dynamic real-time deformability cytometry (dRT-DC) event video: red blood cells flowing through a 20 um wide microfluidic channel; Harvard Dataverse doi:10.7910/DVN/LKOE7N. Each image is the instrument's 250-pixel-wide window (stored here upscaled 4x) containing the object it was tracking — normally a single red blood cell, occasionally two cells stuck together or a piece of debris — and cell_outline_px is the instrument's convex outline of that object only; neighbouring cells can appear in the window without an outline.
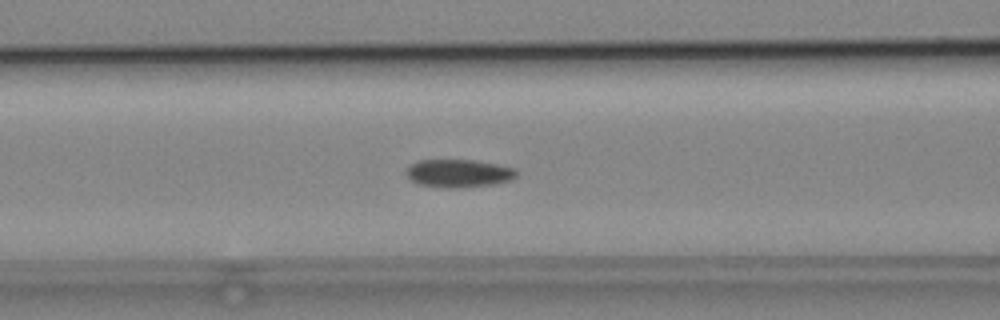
{"species": "common noctule bat (a hibernating species)", "species_latin": "Nyctalus noctula", "temperature_condition": "cold", "stored_images_in_passage": 32, "camera_frame_rate_fps": 3000, "um_per_image_px": 0.085, "animal": {"sex": "male", "body_mass_g": 19.2, "forearm_length_mm": 51.8}, "frame": {"image": 1, "passage_image": 14, "time_ms": 4.333, "image_size_px": [1000, 320], "cell_outline_px": [[516, 176], [512, 180], [492, 184], [460, 188], [448, 188], [420, 184], [412, 180], [408, 176], [408, 168], [412, 164], [420, 160], [472, 160], [496, 164], [516, 168]], "centroid_in_image_um": [39.04, 14.73], "position_along_channel_um": 127.6, "area_um2": 17.69}}
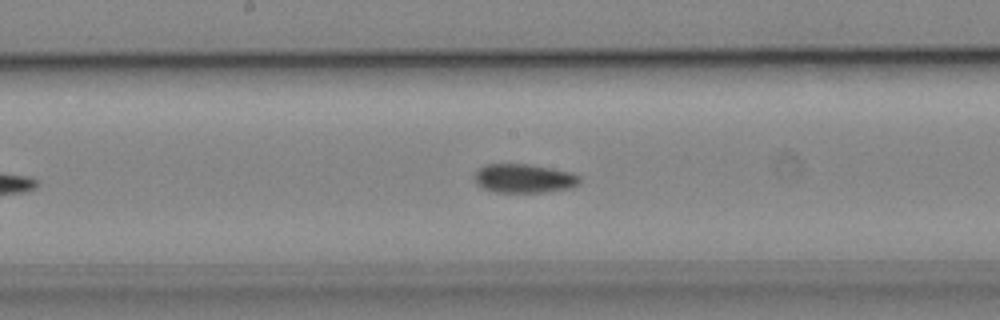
{"frame": {"image": 2, "passage_image": 20, "time_ms": 6.333, "image_size_px": [1000, 320], "cell_outline_px": [[580, 184], [572, 188], [540, 192], [496, 192], [484, 188], [472, 176], [484, 164], [528, 164], [572, 172], [580, 176]], "centroid_in_image_um": [44.58, 15.16], "position_along_channel_um": 203.6, "area_um2": 17.63}}
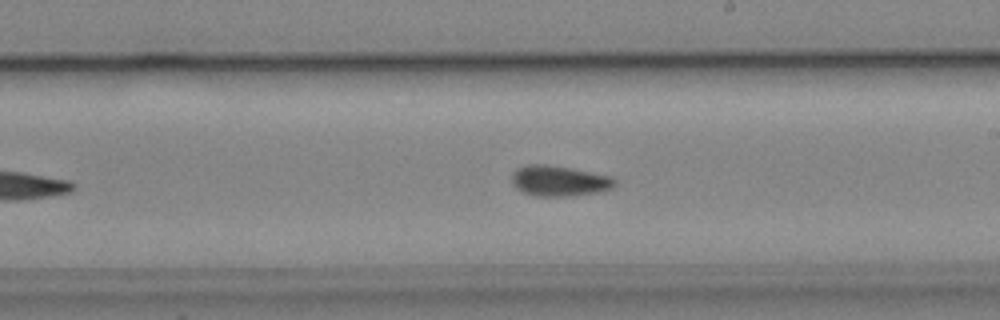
{"frame": {"image": 3, "passage_image": 23, "time_ms": 7.333, "image_size_px": [1000, 320], "cell_outline_px": [[616, 184], [612, 188], [600, 192], [572, 196], [536, 196], [524, 192], [516, 188], [512, 184], [512, 172], [516, 168], [528, 164], [544, 164], [568, 168], [612, 176], [616, 180]], "centroid_in_image_um": [47.53, 15.38], "position_along_channel_um": 241.5, "area_um2": 18.38}}